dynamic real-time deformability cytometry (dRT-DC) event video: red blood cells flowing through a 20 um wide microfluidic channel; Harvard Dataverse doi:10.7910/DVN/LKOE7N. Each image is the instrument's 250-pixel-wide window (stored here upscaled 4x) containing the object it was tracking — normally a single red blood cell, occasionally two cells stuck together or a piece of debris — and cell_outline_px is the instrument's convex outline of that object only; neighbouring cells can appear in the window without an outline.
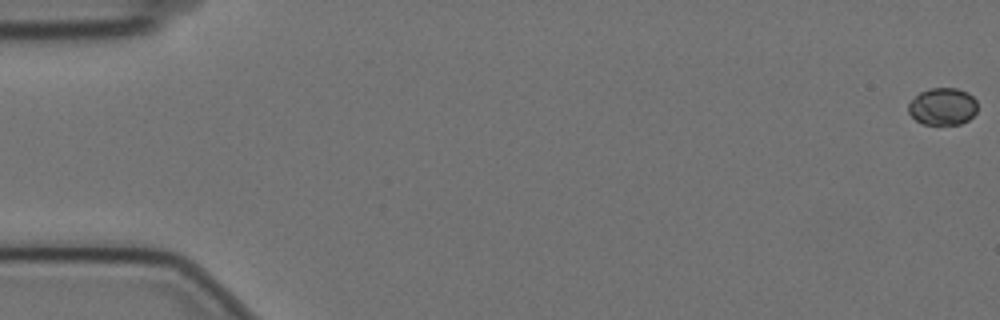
{"species": "Egyptian fruit bat (a non-hibernating species)", "species_latin": "Rousettus aegyptiacus", "temperature_condition": "cold", "stored_images_in_passage": 59, "camera_frame_rate_fps": 3000, "um_per_image_px": 0.085, "animal": {"sex": "female"}, "frame": {"image": 1, "passage_image": 1, "time_ms": 0.0, "image_size_px": [1000, 320], "cell_outline_px": [[976, 112], [968, 120], [960, 124], [920, 124], [908, 112], [908, 104], [920, 92], [928, 88], [956, 88], [968, 92], [976, 100]], "centroid_in_image_um": [80.12, 9.05], "position_along_channel_um": 4.9, "area_um2": 14.97}}
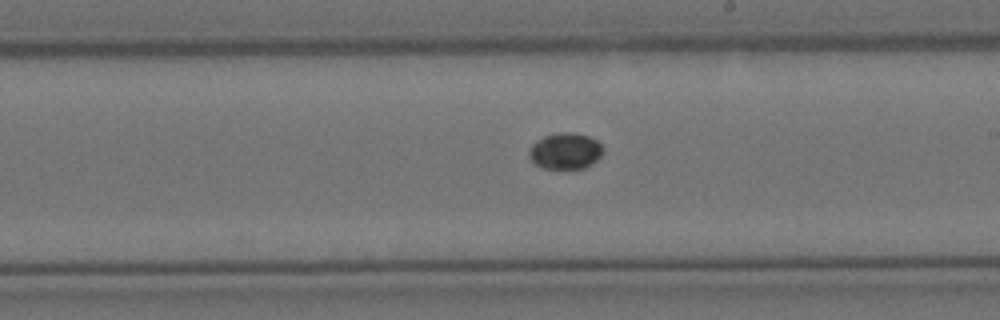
{"frame": {"image": 2, "passage_image": 34, "time_ms": 11.0, "image_size_px": [1000, 320], "cell_outline_px": [[604, 152], [592, 164], [584, 168], [544, 168], [536, 164], [528, 156], [528, 152], [532, 144], [536, 140], [544, 136], [560, 132], [576, 132], [588, 136], [596, 140], [604, 148]], "centroid_in_image_um": [48.06, 12.82], "position_along_channel_um": 240.9, "area_um2": 15.66}}
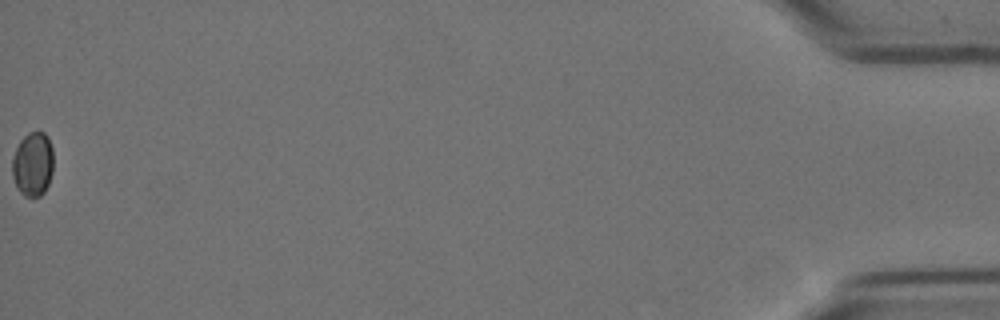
{"frame": {"image": 3, "passage_image": 59, "time_ms": 19.333, "image_size_px": [1000, 320], "cell_outline_px": [[52, 172], [48, 184], [44, 192], [40, 196], [24, 196], [16, 188], [12, 176], [12, 156], [20, 140], [28, 132], [44, 132], [48, 136], [52, 148]], "centroid_in_image_um": [2.77, 13.95], "position_along_channel_um": 432.4, "area_um2": 15.55}}